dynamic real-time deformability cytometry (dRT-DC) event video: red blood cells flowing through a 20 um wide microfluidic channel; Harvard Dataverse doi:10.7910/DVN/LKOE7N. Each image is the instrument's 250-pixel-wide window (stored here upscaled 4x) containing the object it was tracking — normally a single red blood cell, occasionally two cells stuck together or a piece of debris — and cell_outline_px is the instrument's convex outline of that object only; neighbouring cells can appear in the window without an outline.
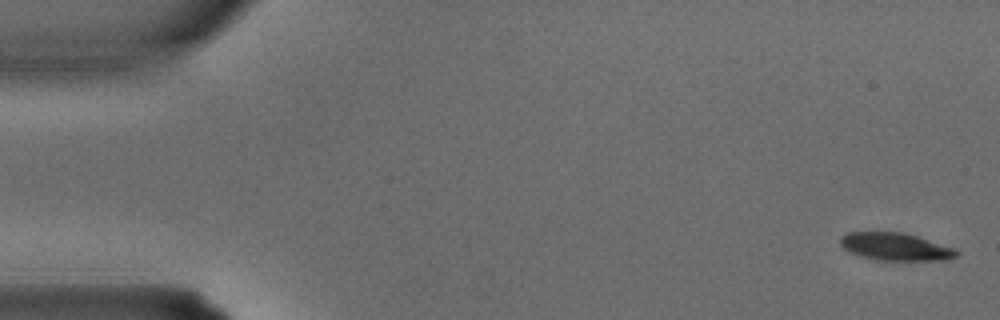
{"species": "common noctule bat (a hibernating species)", "species_latin": "Nyctalus noctula", "temperature_condition": "warm", "stored_images_in_passage": 4, "camera_frame_rate_fps": 3000, "um_per_image_px": 0.085, "animal": {"sex": "male", "body_mass_g": 15.6}, "frame": {"image": 1, "passage_image": 1, "time_ms": 0.0, "image_size_px": [1000, 320], "cell_outline_px": [[960, 252], [956, 256], [944, 260], [876, 260], [860, 256], [848, 252], [840, 244], [840, 236], [848, 232], [904, 232], [956, 248]], "centroid_in_image_um": [76.11, 20.96], "position_along_channel_um": 8.9, "area_um2": 18.84}}
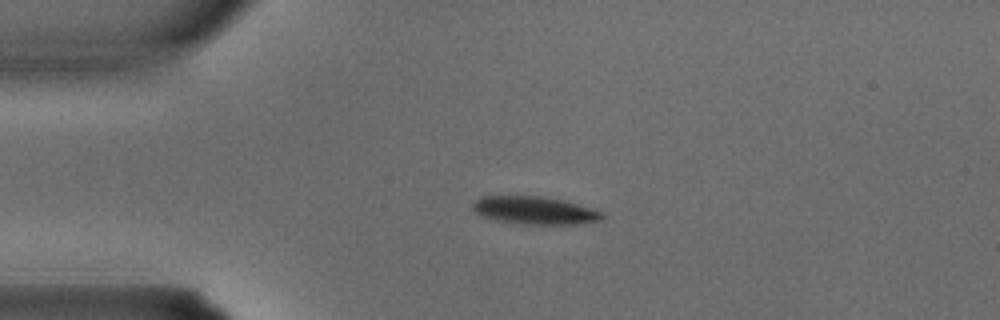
{"frame": {"image": 2, "passage_image": 3, "time_ms": 0.667, "image_size_px": [1000, 320], "cell_outline_px": [[604, 220], [576, 224], [528, 224], [496, 220], [484, 216], [476, 212], [472, 208], [472, 204], [480, 196], [540, 196], [560, 200], [596, 208], [604, 212]], "centroid_in_image_um": [45.51, 17.88], "position_along_channel_um": 39.5, "area_um2": 20.92}}
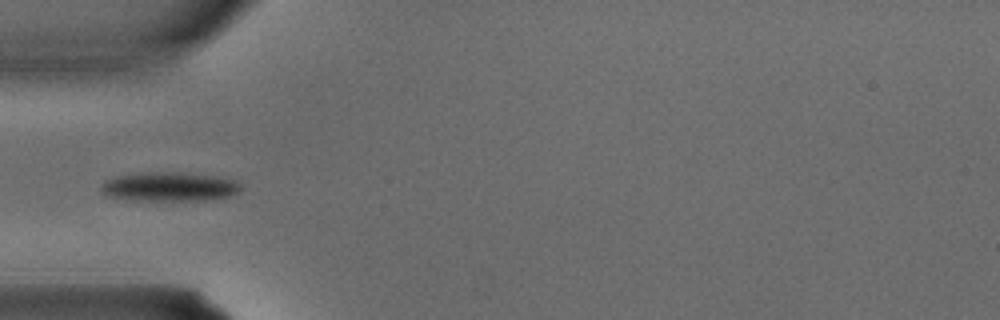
{"frame": {"image": 3, "passage_image": 4, "time_ms": 1.0, "image_size_px": [1000, 320], "cell_outline_px": [[244, 188], [228, 196], [204, 200], [136, 200], [104, 196], [100, 188], [100, 184], [104, 180], [116, 176], [140, 172], [180, 172], [216, 176], [236, 180]], "centroid_in_image_um": [14.35, 15.85], "position_along_channel_um": 70.7, "area_um2": 23.93}}